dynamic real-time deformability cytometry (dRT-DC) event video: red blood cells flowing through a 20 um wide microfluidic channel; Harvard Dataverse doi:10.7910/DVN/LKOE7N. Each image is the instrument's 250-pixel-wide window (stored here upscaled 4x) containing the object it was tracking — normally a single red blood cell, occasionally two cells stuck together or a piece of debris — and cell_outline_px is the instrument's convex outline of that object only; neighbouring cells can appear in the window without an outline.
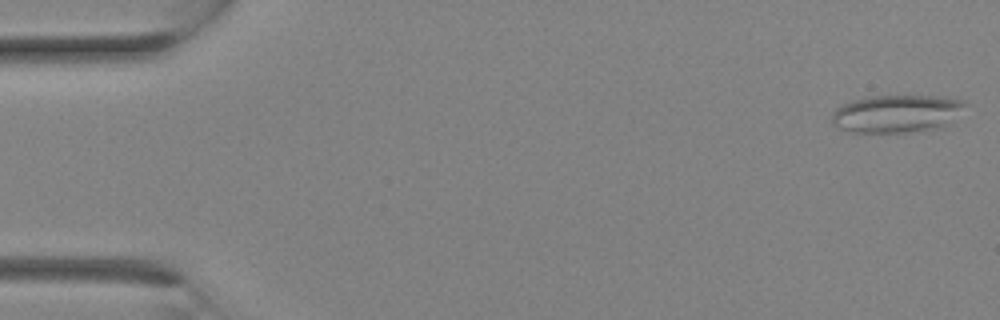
{"species": "Egyptian fruit bat (a non-hibernating species)", "species_latin": "Rousettus aegyptiacus", "temperature_condition": "room temperature", "stored_images_in_passage": 17, "camera_frame_rate_fps": 3000, "um_per_image_px": 0.085, "animal": {"sex": "female"}, "frame": {"image": 1, "passage_image": 1, "time_ms": 0.0, "image_size_px": [1000, 320], "cell_outline_px": [[968, 104], [948, 124], [940, 128], [904, 132], [852, 132], [840, 128], [832, 124], [832, 112], [840, 104], [852, 100], [868, 96], [936, 96], [964, 100]], "centroid_in_image_um": [76.2, 9.65], "position_along_channel_um": 8.8, "area_um2": 29.36}}
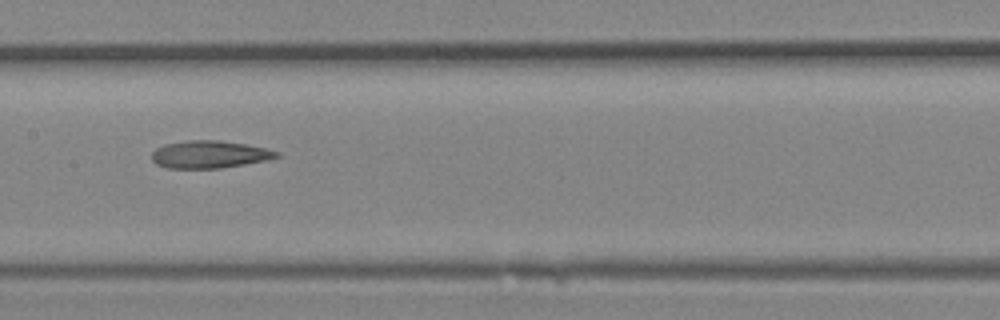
{"frame": {"image": 2, "passage_image": 14, "time_ms": 4.333, "image_size_px": [1000, 320], "cell_outline_px": [[280, 156], [268, 160], [220, 168], [168, 168], [156, 164], [152, 160], [152, 152], [156, 148], [164, 144], [188, 140], [216, 140], [244, 144], [264, 148], [280, 152]], "centroid_in_image_um": [17.79, 13.12], "position_along_channel_um": 189.6, "area_um2": 19.88}}
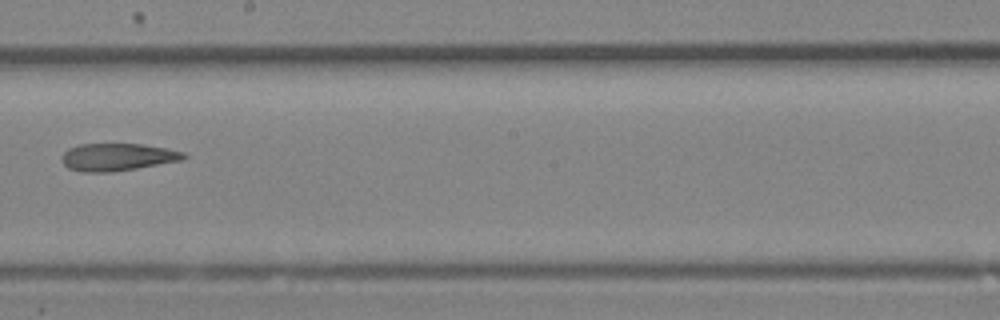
{"frame": {"image": 3, "passage_image": 16, "time_ms": 5.0, "image_size_px": [1000, 320], "cell_outline_px": [[188, 156], [184, 160], [112, 172], [80, 172], [68, 168], [64, 164], [60, 156], [68, 148], [80, 144], [144, 144], [184, 152]], "centroid_in_image_um": [9.97, 13.35], "position_along_channel_um": 238.2, "area_um2": 19.59}}